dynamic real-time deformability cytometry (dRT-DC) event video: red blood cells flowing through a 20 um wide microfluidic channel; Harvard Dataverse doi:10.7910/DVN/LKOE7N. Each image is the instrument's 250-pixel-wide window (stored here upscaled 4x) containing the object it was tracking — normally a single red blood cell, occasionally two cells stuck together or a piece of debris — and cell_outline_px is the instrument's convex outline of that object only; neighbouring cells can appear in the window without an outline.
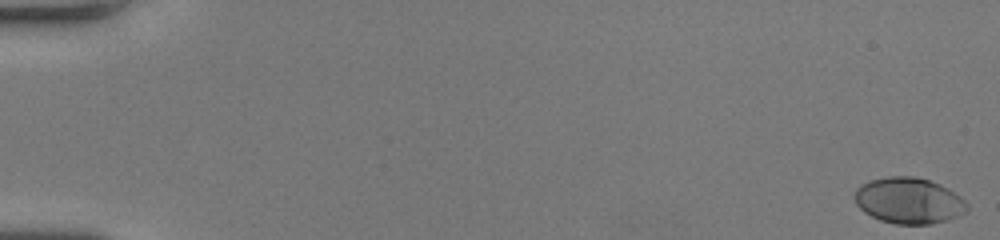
{"species": "human", "species_latin": "Homo sapiens", "temperature_condition": "room temperature", "stored_images_in_passage": 53, "camera_frame_rate_fps": 3000, "um_per_image_px": 0.085, "donor": {"sex": "female"}, "frame": {"image": 1, "passage_image": 1, "time_ms": 0.0, "image_size_px": [1000, 240], "cell_outline_px": [[968, 212], [948, 220], [932, 224], [896, 224], [880, 220], [864, 212], [856, 204], [852, 196], [856, 188], [860, 184], [868, 180], [888, 176], [916, 176], [940, 184], [948, 188], [960, 196], [968, 204]], "centroid_in_image_um": [77.23, 17.05], "position_along_channel_um": 7.8, "area_um2": 30.63}}
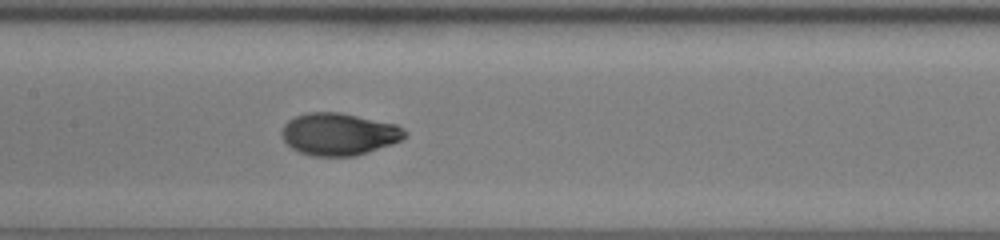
{"frame": {"image": 2, "passage_image": 28, "time_ms": 9.0, "image_size_px": [1000, 240], "cell_outline_px": [[408, 136], [392, 144], [356, 156], [312, 156], [300, 152], [292, 148], [284, 140], [280, 132], [284, 124], [288, 120], [296, 116], [308, 112], [340, 112], [396, 124], [404, 128], [408, 132]], "centroid_in_image_um": [28.82, 11.4], "position_along_channel_um": 178.6, "area_um2": 30.46}}
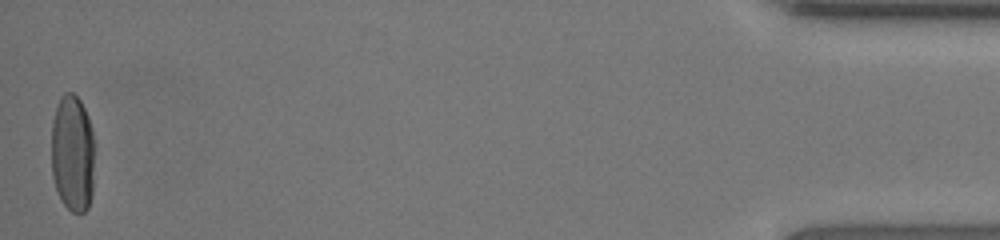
{"frame": {"image": 3, "passage_image": 53, "time_ms": 17.333, "image_size_px": [1000, 240], "cell_outline_px": [[92, 196], [88, 208], [84, 212], [72, 212], [60, 200], [52, 176], [52, 120], [60, 96], [64, 92], [72, 92], [80, 100], [88, 116], [92, 128]], "centroid_in_image_um": [6.15, 13.02], "position_along_channel_um": 429.1, "area_um2": 29.42}, "authors_computed_cell_mechanics": {"area_um2": 29.7092, "velocity_mm_per_s": 4.0571, "shape_relaxation_time_tau1_ms": 3.8033, "shape_relaxation_time_tau2_ms": null, "deformation_change_tau1": 0.1926, "deformation_change_tau2": null}}